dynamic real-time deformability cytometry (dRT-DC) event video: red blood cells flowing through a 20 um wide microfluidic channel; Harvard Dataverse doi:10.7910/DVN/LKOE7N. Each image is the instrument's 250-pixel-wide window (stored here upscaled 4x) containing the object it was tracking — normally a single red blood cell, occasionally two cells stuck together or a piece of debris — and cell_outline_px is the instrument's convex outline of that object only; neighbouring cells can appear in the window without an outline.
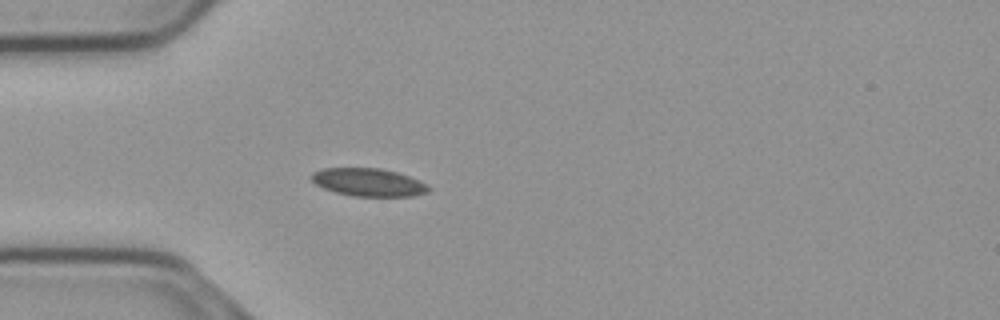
{"species": "common noctule bat (a hibernating species)", "species_latin": "Nyctalus noctula", "temperature_condition": "cold", "stored_images_in_passage": 42, "camera_frame_rate_fps": 3000, "um_per_image_px": 0.085, "animal": {"sex": "male", "body_mass_g": 23.1, "forearm_length_mm": 52.7}, "frame": {"image": 1, "passage_image": 3, "time_ms": 0.667, "image_size_px": [1000, 320], "cell_outline_px": [[432, 188], [428, 192], [412, 196], [352, 196], [336, 192], [324, 188], [316, 184], [308, 176], [312, 172], [324, 168], [380, 168], [396, 172], [420, 180], [428, 184]], "centroid_in_image_um": [31.33, 15.49], "position_along_channel_um": 53.7, "area_um2": 19.13}}
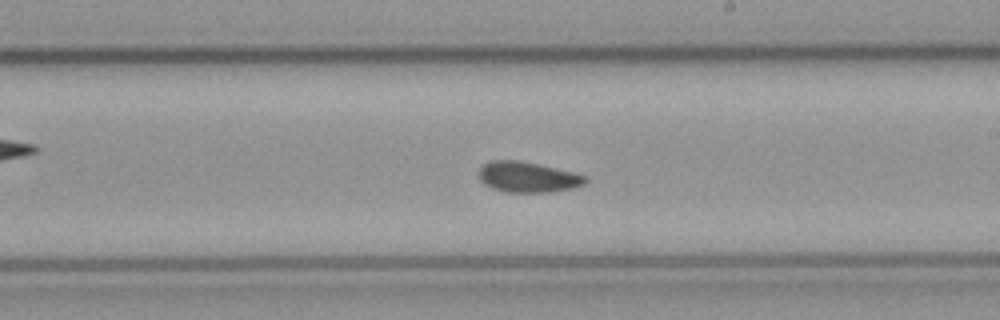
{"frame": {"image": 2, "passage_image": 19, "time_ms": 6.0, "image_size_px": [1000, 320], "cell_outline_px": [[588, 180], [584, 184], [572, 188], [552, 192], [504, 192], [492, 188], [484, 184], [480, 180], [480, 168], [484, 164], [492, 160], [520, 160], [572, 172], [588, 176]], "centroid_in_image_um": [44.87, 15.06], "position_along_channel_um": 244.1, "area_um2": 18.9}}
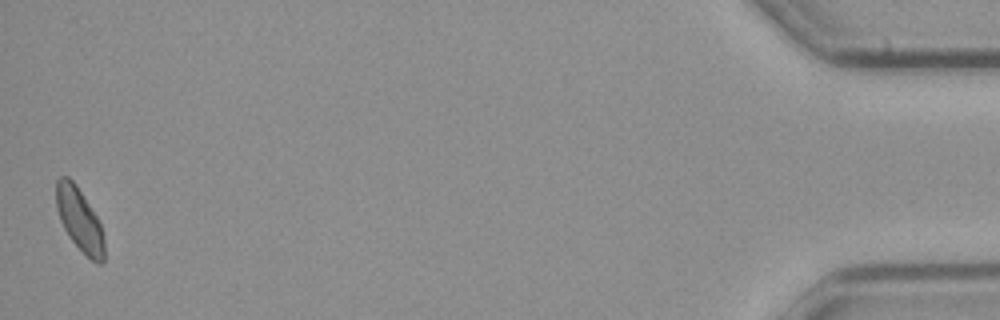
{"frame": {"image": 3, "passage_image": 42, "time_ms": 13.667, "image_size_px": [1000, 320], "cell_outline_px": [[104, 260], [100, 264], [96, 264], [68, 236], [60, 220], [56, 208], [56, 180], [60, 176], [68, 176], [76, 184], [96, 216], [100, 224], [104, 236]], "centroid_in_image_um": [6.75, 18.65], "position_along_channel_um": 428.5, "area_um2": 17.51}, "authors_computed_cell_mechanics": {"area_um2": 18.6694, "velocity_mm_per_s": 3.7045, "shape_relaxation_time_tau1_ms": 6.7027, "shape_relaxation_time_tau2_ms": null, "deformation_change_tau1": 0.0949, "deformation_change_tau2": null}}